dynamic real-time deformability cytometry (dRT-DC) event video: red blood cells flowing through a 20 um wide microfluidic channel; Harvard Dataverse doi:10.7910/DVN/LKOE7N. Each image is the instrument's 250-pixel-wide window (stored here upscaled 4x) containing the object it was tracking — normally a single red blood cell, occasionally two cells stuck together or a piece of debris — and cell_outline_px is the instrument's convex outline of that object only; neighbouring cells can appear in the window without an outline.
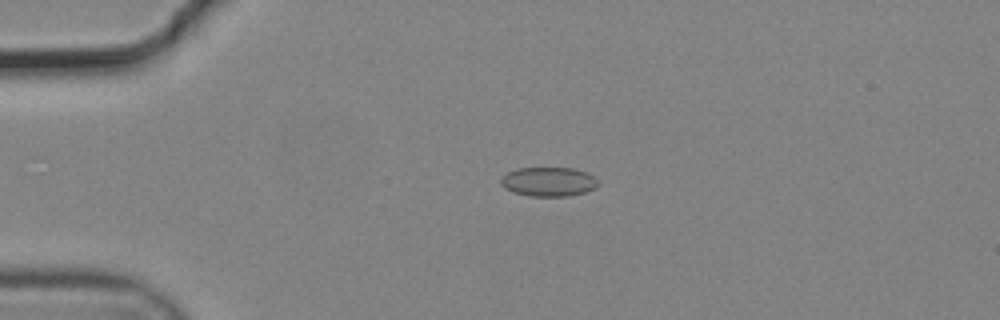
{"species": "common noctule bat (a hibernating species)", "species_latin": "Nyctalus noctula", "temperature_condition": "cold", "stored_images_in_passage": 56, "camera_frame_rate_fps": 3000, "um_per_image_px": 0.085, "animal": {"sex": "male", "body_mass_g": 19.2, "forearm_length_mm": 51.8}, "frame": {"image": 1, "passage_image": 14, "time_ms": 4.333, "image_size_px": [1000, 320], "cell_outline_px": [[600, 184], [596, 188], [584, 192], [568, 196], [528, 196], [512, 192], [504, 188], [500, 184], [500, 176], [516, 168], [572, 168], [588, 172]], "centroid_in_image_um": [46.59, 15.44], "position_along_channel_um": 38.4, "area_um2": 16.76}}
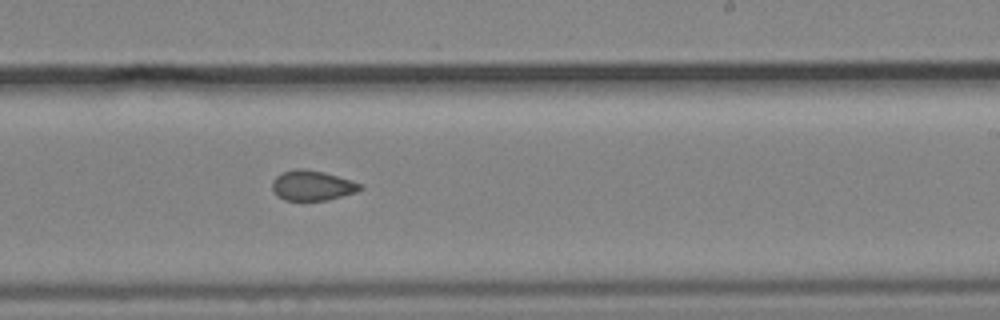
{"frame": {"image": 2, "passage_image": 35, "time_ms": 11.333, "image_size_px": [1000, 320], "cell_outline_px": [[364, 188], [356, 192], [328, 200], [284, 200], [276, 196], [272, 188], [272, 180], [276, 176], [284, 172], [296, 168], [304, 168], [324, 172], [364, 184]], "centroid_in_image_um": [26.55, 15.77], "position_along_channel_um": 262.5, "area_um2": 15.55}}
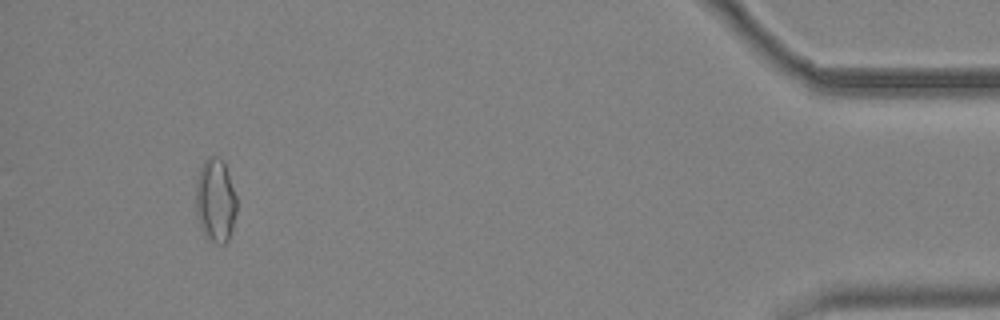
{"frame": {"image": 3, "passage_image": 53, "time_ms": 17.333, "image_size_px": [1000, 320], "cell_outline_px": [[236, 212], [232, 228], [228, 240], [224, 244], [216, 244], [208, 240], [204, 236], [196, 216], [196, 180], [200, 168], [204, 160], [208, 156], [220, 156], [224, 160], [236, 196]], "centroid_in_image_um": [18.3, 17.03], "position_along_channel_um": 416.9, "area_um2": 20.29}, "authors_computed_cell_mechanics": {"area_um2": 16.5019, "velocity_mm_per_s": 3.7178, "shape_relaxation_time_tau1_ms": null, "shape_relaxation_time_tau2_ms": 2.2682, "deformation_change_tau1": null, "deformation_change_tau2": 0.0688}}